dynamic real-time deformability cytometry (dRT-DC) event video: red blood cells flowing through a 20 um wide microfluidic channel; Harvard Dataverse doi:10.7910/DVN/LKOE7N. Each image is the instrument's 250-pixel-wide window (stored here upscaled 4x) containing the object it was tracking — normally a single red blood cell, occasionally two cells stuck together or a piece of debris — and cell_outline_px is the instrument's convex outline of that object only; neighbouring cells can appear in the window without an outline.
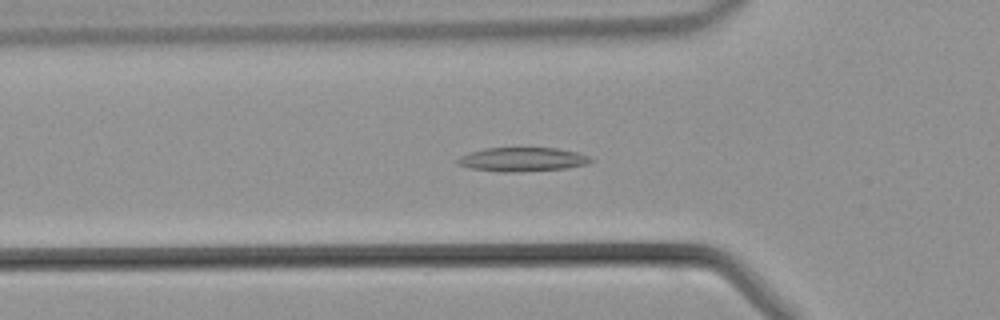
{"species": "common noctule bat (a hibernating species)", "species_latin": "Nyctalus noctula", "temperature_condition": "warm", "stored_images_in_passage": 40, "camera_frame_rate_fps": 3000, "um_per_image_px": 0.085, "animal": {"sex": "male", "body_mass_g": 21.5, "forearm_length_mm": 52.0}, "frame": {"image": 1, "passage_image": 10, "time_ms": 3.0, "image_size_px": [1000, 320], "cell_outline_px": [[596, 160], [588, 164], [568, 168], [520, 172], [500, 172], [468, 168], [456, 164], [456, 160], [460, 156], [484, 148], [556, 148], [576, 152], [588, 156]], "centroid_in_image_um": [44.41, 13.56], "position_along_channel_um": 81.4, "area_um2": 18.79}}
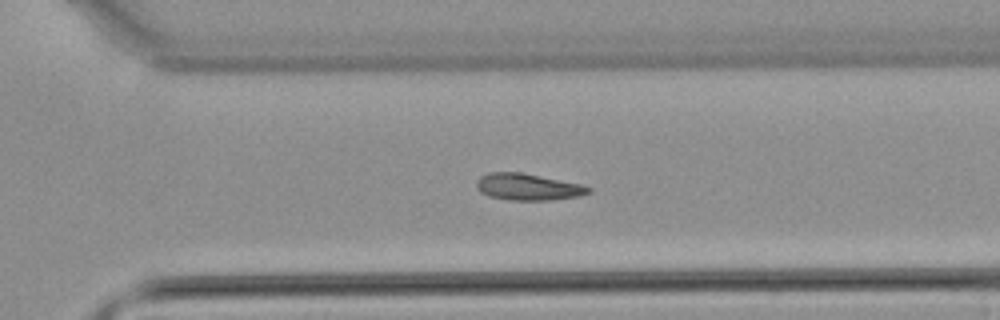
{"frame": {"image": 2, "passage_image": 26, "time_ms": 8.333, "image_size_px": [1000, 320], "cell_outline_px": [[592, 192], [580, 196], [552, 200], [508, 200], [488, 196], [480, 192], [476, 184], [476, 180], [480, 176], [492, 172], [520, 172], [580, 184], [592, 188]], "centroid_in_image_um": [44.87, 15.9], "position_along_channel_um": 325.7, "area_um2": 17.4}}
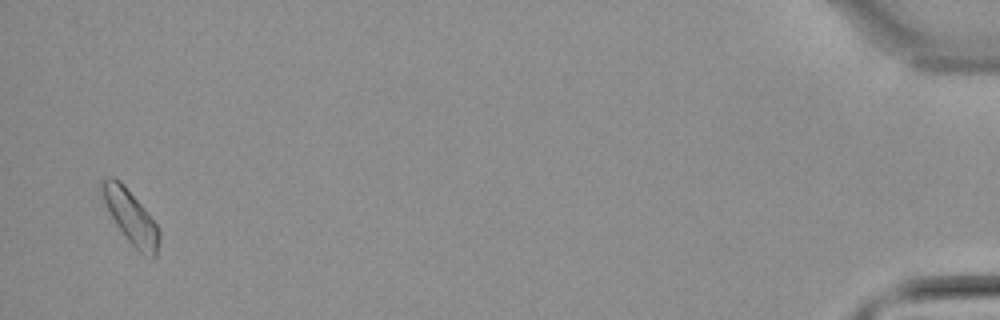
{"frame": {"image": 3, "passage_image": 39, "time_ms": 12.667, "image_size_px": [1000, 320], "cell_outline_px": [[160, 240], [156, 256], [152, 260], [140, 252], [124, 236], [116, 224], [104, 204], [100, 188], [100, 180], [108, 176], [112, 176], [120, 180], [124, 184], [144, 208], [156, 224], [160, 232]], "centroid_in_image_um": [11.1, 18.42], "position_along_channel_um": 424.1, "area_um2": 17.98}}